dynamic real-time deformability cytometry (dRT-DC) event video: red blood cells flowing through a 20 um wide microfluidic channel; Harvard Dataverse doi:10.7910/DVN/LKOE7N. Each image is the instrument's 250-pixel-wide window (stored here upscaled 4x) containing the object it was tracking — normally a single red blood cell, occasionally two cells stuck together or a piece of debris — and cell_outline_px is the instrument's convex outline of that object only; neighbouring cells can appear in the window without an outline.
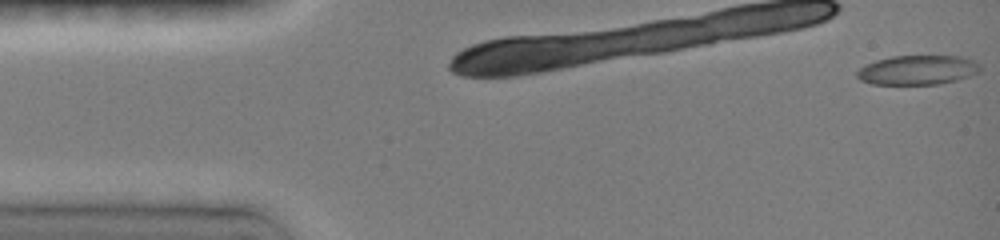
{"species": "common noctule bat (a hibernating species)", "species_latin": "Nyctalus noctula", "temperature_condition": "room temperature", "stored_images_in_passage": 5, "camera_frame_rate_fps": 3000, "um_per_image_px": 0.085, "animal": {"sex": "female", "body_mass_g": 19.0, "forearm_length_mm": 51.5}, "frame": {"image": 1, "passage_image": 1, "time_ms": 0.0, "image_size_px": [1000, 240], "cell_outline_px": [[980, 72], [956, 80], [940, 84], [872, 84], [860, 80], [856, 76], [856, 72], [864, 64], [876, 60], [892, 56], [960, 56], [972, 60], [980, 64]], "centroid_in_image_um": [77.97, 5.95], "position_along_channel_um": 7.0, "area_um2": 21.15}}